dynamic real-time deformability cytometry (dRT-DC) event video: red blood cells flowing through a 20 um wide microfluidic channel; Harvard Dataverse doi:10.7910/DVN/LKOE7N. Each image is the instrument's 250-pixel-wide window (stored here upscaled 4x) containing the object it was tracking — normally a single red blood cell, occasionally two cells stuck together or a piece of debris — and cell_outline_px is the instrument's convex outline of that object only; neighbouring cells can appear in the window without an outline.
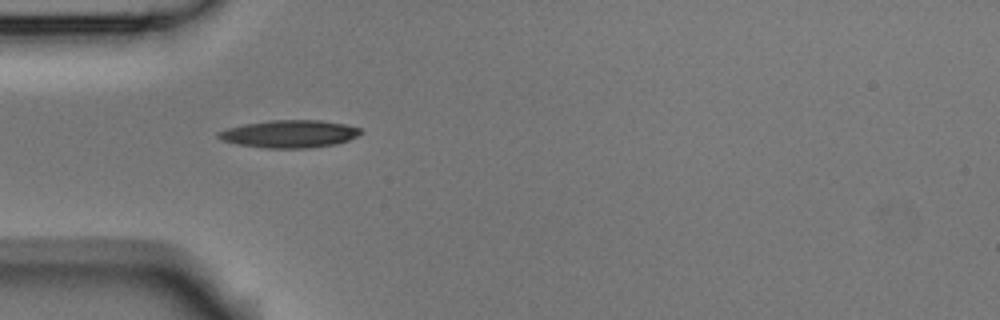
{"species": "Egyptian fruit bat (a non-hibernating species)", "species_latin": "Rousettus aegyptiacus", "temperature_condition": "room temperature", "stored_images_in_passage": 4, "camera_frame_rate_fps": 3000, "um_per_image_px": 0.085, "animal": {"sex": "male"}, "frame": {"image": 1, "passage_image": 4, "time_ms": 1.0, "image_size_px": [1000, 320], "cell_outline_px": [[360, 132], [356, 136], [348, 140], [336, 144], [308, 148], [268, 148], [236, 144], [220, 140], [216, 136], [216, 132], [228, 128], [244, 124], [272, 120], [320, 120], [344, 124], [360, 128]], "centroid_in_image_um": [24.55, 11.38], "position_along_channel_um": 60.5, "area_um2": 22.77}}